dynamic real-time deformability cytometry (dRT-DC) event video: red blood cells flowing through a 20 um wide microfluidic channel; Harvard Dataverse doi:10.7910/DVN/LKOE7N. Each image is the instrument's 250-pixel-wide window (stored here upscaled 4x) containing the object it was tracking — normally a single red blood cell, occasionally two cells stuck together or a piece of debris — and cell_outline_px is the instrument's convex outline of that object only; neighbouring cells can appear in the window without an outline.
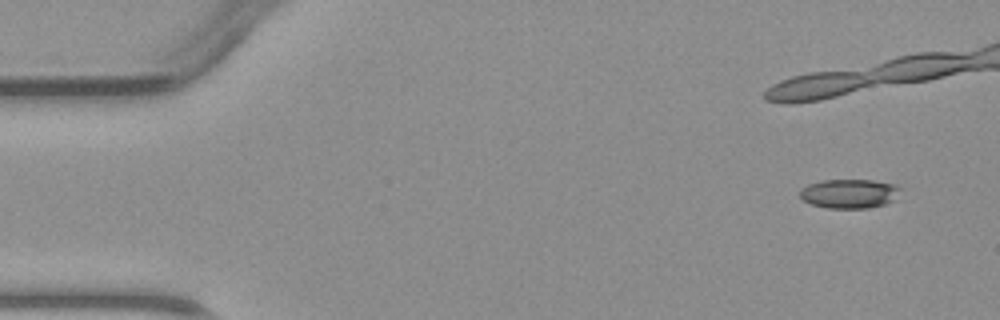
{"species": "common noctule bat (a hibernating species)", "species_latin": "Nyctalus noctula", "temperature_condition": "warm", "stored_images_in_passage": 6, "camera_frame_rate_fps": 3000, "um_per_image_px": 0.085, "animal": {"sex": "male", "body_mass_g": 23.1, "forearm_length_mm": 52.7}, "frame": {"image": 1, "passage_image": 1, "time_ms": 0.0, "image_size_px": [1000, 320], "cell_outline_px": [[900, 188], [896, 200], [884, 204], [868, 208], [828, 208], [812, 204], [804, 200], [800, 196], [800, 188], [808, 184], [820, 180], [872, 180], [896, 184]], "centroid_in_image_um": [72.2, 16.45], "position_along_channel_um": 12.8, "area_um2": 17.17}}
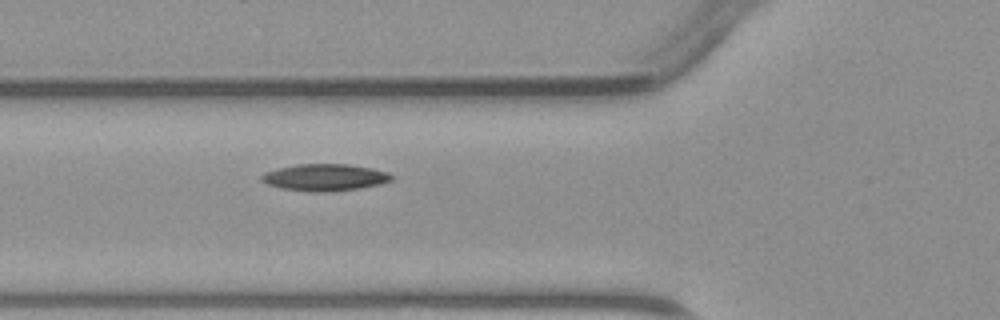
{"frame": {"image": 2, "passage_image": 6, "time_ms": 7.0, "image_size_px": [1000, 320], "cell_outline_px": [[392, 180], [380, 184], [360, 188], [332, 192], [312, 192], [280, 188], [268, 184], [260, 180], [260, 176], [264, 172], [276, 168], [296, 164], [348, 164], [372, 168], [388, 172], [392, 176]], "centroid_in_image_um": [27.58, 15.08], "position_along_channel_um": 98.2, "area_um2": 20.58}}